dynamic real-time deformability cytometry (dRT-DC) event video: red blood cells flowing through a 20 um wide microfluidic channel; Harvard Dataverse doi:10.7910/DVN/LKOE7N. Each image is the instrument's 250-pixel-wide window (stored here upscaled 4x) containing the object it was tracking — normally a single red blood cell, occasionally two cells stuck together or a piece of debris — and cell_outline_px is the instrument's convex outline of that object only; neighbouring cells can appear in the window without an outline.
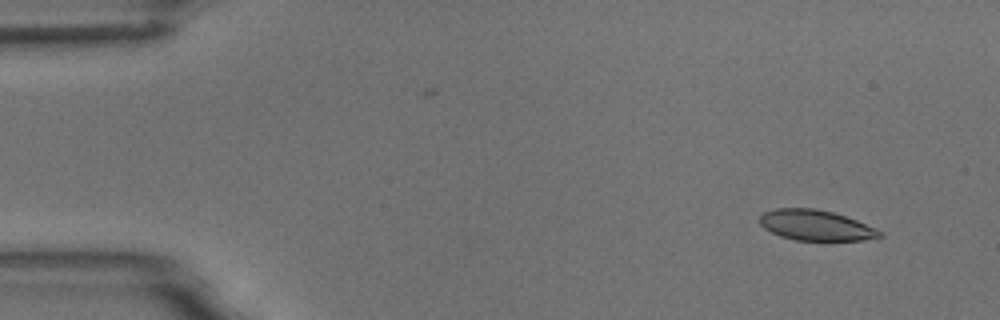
{"species": "common noctule bat (a hibernating species)", "species_latin": "Nyctalus noctula", "temperature_condition": "room temperature", "stored_images_in_passage": 4, "camera_frame_rate_fps": 3000, "um_per_image_px": 0.085, "animal": {"sex": "male", "body_mass_g": 18.8}, "frame": {"image": 1, "passage_image": 1, "time_ms": 0.0, "image_size_px": [1000, 320], "cell_outline_px": [[884, 236], [864, 240], [796, 240], [780, 236], [764, 228], [760, 224], [760, 216], [764, 212], [776, 208], [816, 208], [832, 212], [856, 220], [876, 228], [884, 232]], "centroid_in_image_um": [69.36, 19.15], "position_along_channel_um": 15.6, "area_um2": 21.27}}
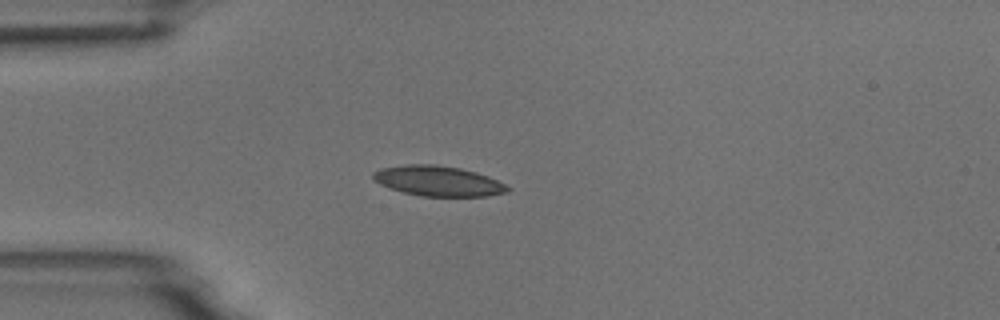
{"frame": {"image": 2, "passage_image": 3, "time_ms": 3.333, "image_size_px": [1000, 320], "cell_outline_px": [[512, 188], [508, 192], [488, 196], [420, 196], [404, 192], [380, 184], [372, 176], [372, 172], [380, 168], [408, 164], [436, 164], [460, 168], [476, 172], [488, 176]], "centroid_in_image_um": [37.26, 15.38], "position_along_channel_um": 47.7, "area_um2": 23.58}}